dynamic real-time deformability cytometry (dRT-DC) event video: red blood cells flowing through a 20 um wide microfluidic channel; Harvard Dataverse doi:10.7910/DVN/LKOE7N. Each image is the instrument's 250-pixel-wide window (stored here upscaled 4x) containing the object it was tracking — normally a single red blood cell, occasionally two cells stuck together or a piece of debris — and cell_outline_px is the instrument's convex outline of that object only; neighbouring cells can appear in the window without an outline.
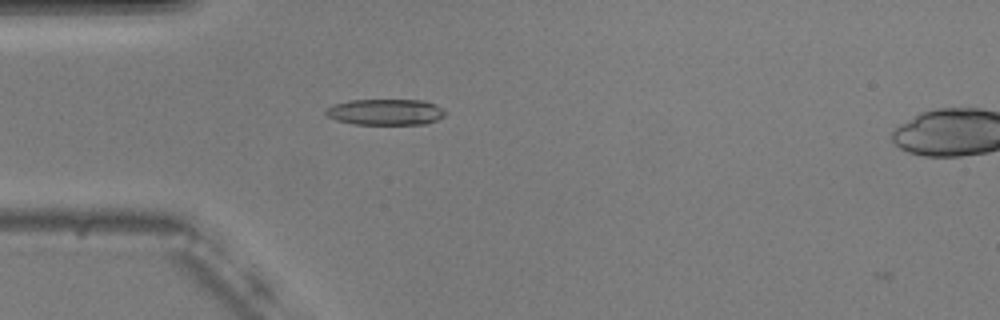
{"species": "common noctule bat (a hibernating species)", "species_latin": "Nyctalus noctula", "temperature_condition": "warm", "stored_images_in_passage": 40, "camera_frame_rate_fps": 3000, "um_per_image_px": 0.085, "animal": {"sex": "male", "body_mass_g": 20.5, "forearm_length_mm": 52.5}, "frame": {"image": 1, "passage_image": 1, "time_ms": 0.0, "image_size_px": [1000, 320], "cell_outline_px": [[448, 112], [444, 116], [428, 124], [352, 124], [336, 120], [328, 116], [324, 112], [332, 104], [348, 100], [424, 100], [436, 104]], "centroid_in_image_um": [32.79, 9.52], "position_along_channel_um": 52.2, "area_um2": 18.32}}
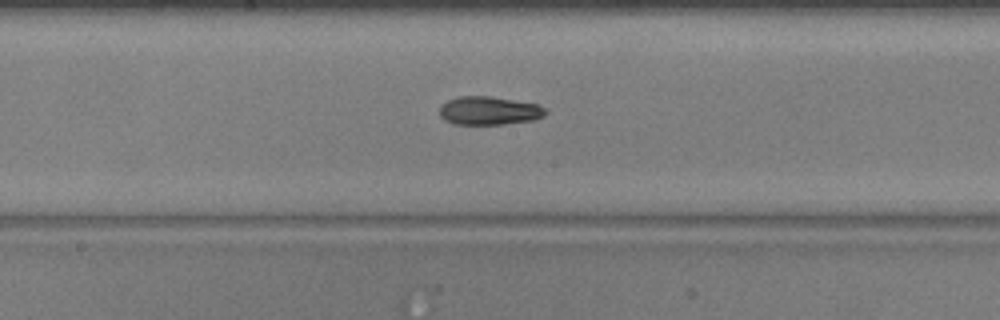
{"frame": {"image": 2, "passage_image": 14, "time_ms": 4.333, "image_size_px": [1000, 320], "cell_outline_px": [[548, 112], [544, 116], [536, 120], [504, 124], [452, 124], [444, 120], [440, 116], [440, 104], [456, 96], [492, 96], [540, 104]], "centroid_in_image_um": [41.59, 9.4], "position_along_channel_um": 206.6, "area_um2": 17.92}}
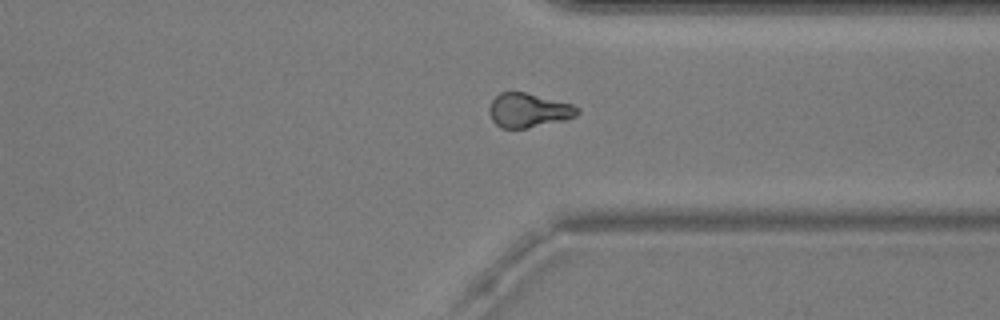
{"frame": {"image": 3, "passage_image": 27, "time_ms": 8.667, "image_size_px": [1000, 320], "cell_outline_px": [[580, 112], [576, 116], [568, 120], [528, 128], [500, 128], [492, 120], [488, 112], [488, 108], [492, 100], [500, 92], [524, 92], [572, 104], [580, 108]], "centroid_in_image_um": [44.94, 9.39], "position_along_channel_um": 366.5, "area_um2": 17.74}, "authors_computed_cell_mechanics": {"area_um2": 17.6868, "velocity_mm_per_s": 3.7135, "shape_relaxation_time_tau1_ms": 8.2804, "shape_relaxation_time_tau2_ms": 3.4463, "deformation_change_tau1": 0.2102, "deformation_change_tau2": 0.0961}}